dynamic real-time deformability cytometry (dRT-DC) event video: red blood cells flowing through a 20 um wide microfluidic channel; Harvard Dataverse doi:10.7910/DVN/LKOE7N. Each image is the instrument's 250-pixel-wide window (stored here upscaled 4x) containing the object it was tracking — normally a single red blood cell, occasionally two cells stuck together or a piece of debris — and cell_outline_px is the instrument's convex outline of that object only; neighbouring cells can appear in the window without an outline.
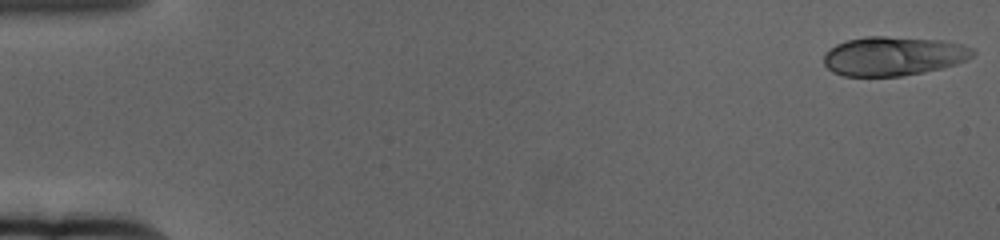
{"species": "human", "species_latin": "Homo sapiens", "temperature_condition": "cold", "stored_images_in_passage": 60, "camera_frame_rate_fps": 3000, "um_per_image_px": 0.085, "donor": {"sex": "female"}, "frame": {"image": 1, "passage_image": 1, "time_ms": 0.0, "image_size_px": [1000, 240], "cell_outline_px": [[976, 52], [972, 56], [956, 64], [924, 72], [900, 76], [844, 76], [832, 72], [824, 64], [824, 56], [836, 44], [848, 40], [864, 36], [884, 36], [944, 40], [964, 44], [972, 48]], "centroid_in_image_um": [75.96, 4.76], "position_along_channel_um": 9.0, "area_um2": 33.93}}
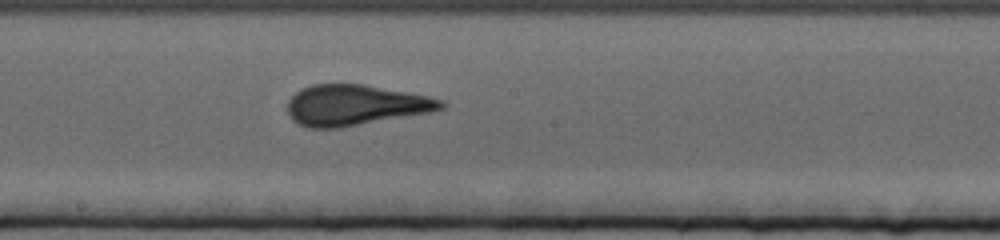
{"frame": {"image": 2, "passage_image": 33, "time_ms": 10.667, "image_size_px": [1000, 240], "cell_outline_px": [[444, 108], [428, 112], [340, 128], [308, 128], [292, 120], [288, 112], [288, 100], [300, 88], [312, 84], [364, 84], [408, 92], [428, 96], [444, 100]], "centroid_in_image_um": [30.16, 8.93], "position_along_channel_um": 218.0, "area_um2": 36.24}}
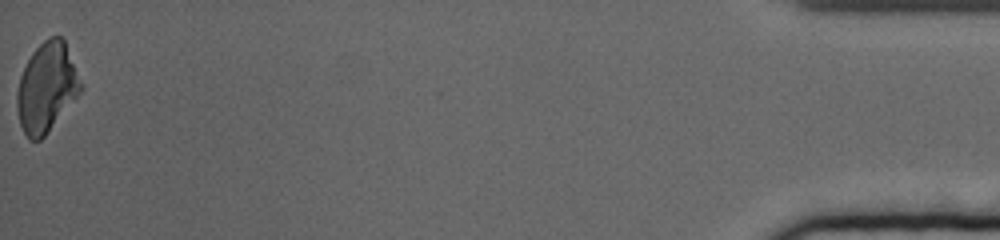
{"frame": {"image": 3, "passage_image": 60, "time_ms": 19.667, "image_size_px": [1000, 240], "cell_outline_px": [[84, 88], [44, 136], [40, 140], [28, 140], [20, 124], [16, 108], [16, 96], [20, 76], [32, 52], [48, 36], [60, 36], [64, 40], [84, 84]], "centroid_in_image_um": [3.98, 7.42], "position_along_channel_um": 431.2, "area_um2": 33.18}, "authors_computed_cell_mechanics": {"area_um2": 35.1424, "velocity_mm_per_s": 3.3735, "shape_relaxation_time_tau1_ms": 6.8499, "shape_relaxation_time_tau2_ms": null, "deformation_change_tau1": 0.1985, "deformation_change_tau2": null}}